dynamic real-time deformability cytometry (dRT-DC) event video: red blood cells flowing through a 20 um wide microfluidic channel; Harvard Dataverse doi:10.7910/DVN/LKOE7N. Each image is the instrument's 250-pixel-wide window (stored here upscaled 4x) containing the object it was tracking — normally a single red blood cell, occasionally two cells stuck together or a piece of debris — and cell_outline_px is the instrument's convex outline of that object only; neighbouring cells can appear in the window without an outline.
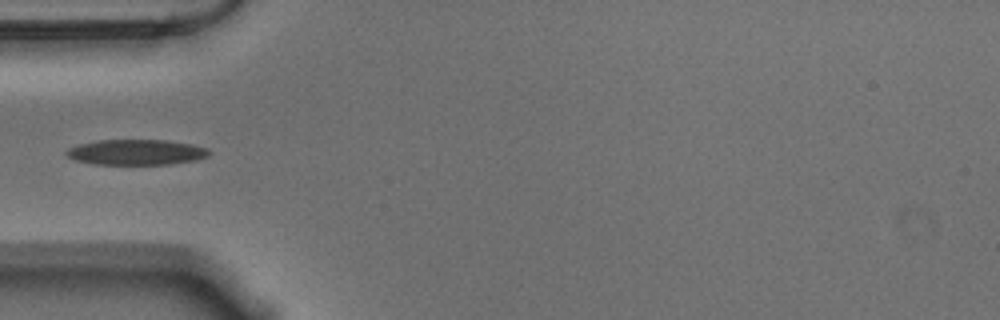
{"species": "Egyptian fruit bat (a non-hibernating species)", "species_latin": "Rousettus aegyptiacus", "temperature_condition": "warm", "stored_images_in_passage": 7, "camera_frame_rate_fps": 3000, "um_per_image_px": 0.085, "animal": {"sex": "male"}, "frame": {"image": 1, "passage_image": 1, "time_ms": 0.0, "image_size_px": [1000, 320], "cell_outline_px": [[212, 152], [208, 156], [196, 160], [172, 164], [92, 164], [72, 160], [64, 152], [68, 148], [76, 144], [96, 140], [164, 140], [192, 144], [208, 148]], "centroid_in_image_um": [11.55, 12.93], "position_along_channel_um": 73.4, "area_um2": 21.44}}